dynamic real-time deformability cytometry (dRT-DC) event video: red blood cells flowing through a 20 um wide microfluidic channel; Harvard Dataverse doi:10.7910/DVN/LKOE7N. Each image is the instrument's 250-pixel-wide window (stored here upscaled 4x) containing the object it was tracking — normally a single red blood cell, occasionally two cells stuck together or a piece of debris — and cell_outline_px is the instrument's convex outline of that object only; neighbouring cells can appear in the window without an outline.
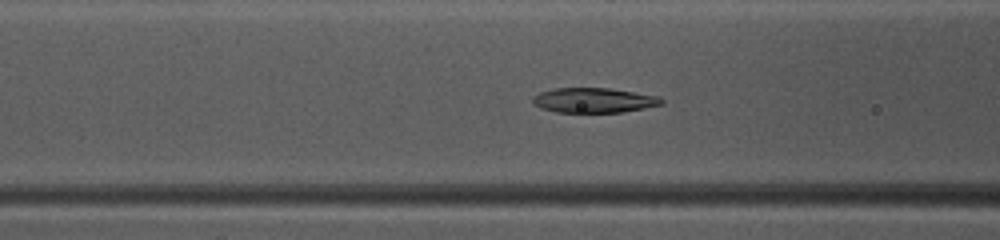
{"species": "common noctule bat (a hibernating species)", "species_latin": "Nyctalus noctula", "temperature_condition": "warm", "stored_images_in_passage": 39, "camera_frame_rate_fps": 3000, "um_per_image_px": 0.085, "animal": {"sex": "female", "body_mass_g": 10.0, "forearm_length_mm": 53.1}, "frame": {"image": 1, "passage_image": 10, "time_ms": 3.0, "image_size_px": [1000, 240], "cell_outline_px": [[664, 104], [644, 108], [620, 112], [556, 112], [540, 108], [532, 104], [532, 96], [540, 92], [552, 88], [608, 88], [660, 96], [664, 100]], "centroid_in_image_um": [50.45, 8.52], "position_along_channel_um": 116.1, "area_um2": 18.79}}
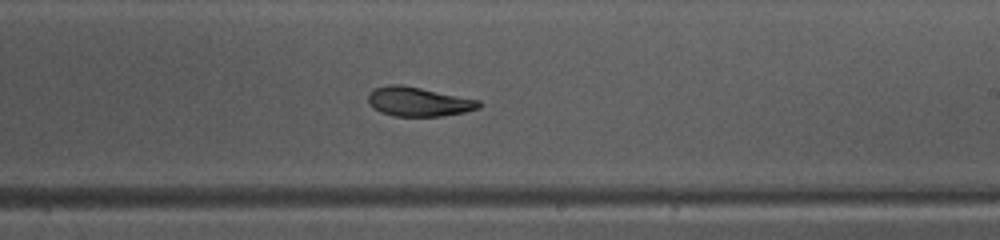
{"frame": {"image": 2, "passage_image": 20, "time_ms": 6.333, "image_size_px": [1000, 240], "cell_outline_px": [[484, 104], [480, 108], [464, 112], [440, 116], [392, 116], [380, 112], [372, 108], [368, 104], [368, 92], [372, 88], [388, 84], [400, 84], [480, 100]], "centroid_in_image_um": [35.53, 8.64], "position_along_channel_um": 253.5, "area_um2": 19.13}}
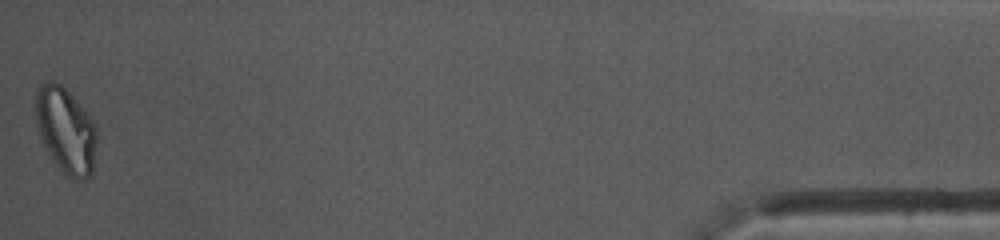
{"frame": {"image": 3, "passage_image": 39, "time_ms": 12.667, "image_size_px": [1000, 240], "cell_outline_px": [[96, 140], [92, 172], [84, 180], [76, 180], [68, 176], [52, 160], [40, 136], [36, 124], [36, 92], [40, 84], [48, 80], [52, 80], [60, 84], [80, 104], [92, 120], [96, 128]], "centroid_in_image_um": [5.58, 11.07], "position_along_channel_um": 429.6, "area_um2": 30.17}, "authors_computed_cell_mechanics": {"area_um2": 19.5942, "velocity_mm_per_s": 4.1119, "shape_relaxation_time_tau1_ms": 5.9555, "shape_relaxation_time_tau2_ms": 2.7342, "deformation_change_tau1": 0.1901, "deformation_change_tau2": 0.0849}}